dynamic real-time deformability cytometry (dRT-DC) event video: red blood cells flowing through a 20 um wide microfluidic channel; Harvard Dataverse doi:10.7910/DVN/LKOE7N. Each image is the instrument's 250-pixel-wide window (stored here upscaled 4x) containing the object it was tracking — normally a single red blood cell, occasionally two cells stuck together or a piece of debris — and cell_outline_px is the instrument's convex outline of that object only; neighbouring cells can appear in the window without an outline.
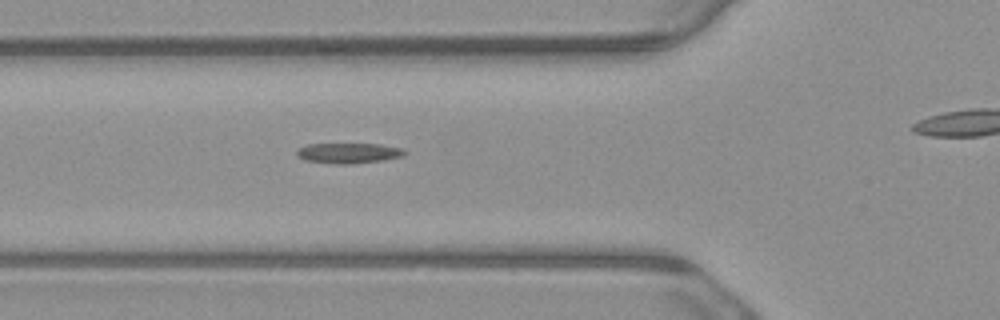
{"species": "common noctule bat (a hibernating species)", "species_latin": "Nyctalus noctula", "temperature_condition": "warm", "stored_images_in_passage": 7, "segment_of_instrument_passage": [1, 2], "camera_frame_rate_fps": 3000, "um_per_image_px": 0.085, "animal": {"sex": "male", "body_mass_g": 23.1, "forearm_length_mm": 52.7}, "frame": {"image": 1, "passage_image": 6, "time_ms": 1.667, "image_size_px": [1000, 320], "cell_outline_px": [[408, 152], [400, 156], [380, 160], [352, 164], [336, 164], [304, 160], [296, 156], [296, 152], [300, 148], [308, 144], [380, 144], [400, 148]], "centroid_in_image_um": [29.57, 13.01], "position_along_channel_um": 96.2, "area_um2": 12.6}}